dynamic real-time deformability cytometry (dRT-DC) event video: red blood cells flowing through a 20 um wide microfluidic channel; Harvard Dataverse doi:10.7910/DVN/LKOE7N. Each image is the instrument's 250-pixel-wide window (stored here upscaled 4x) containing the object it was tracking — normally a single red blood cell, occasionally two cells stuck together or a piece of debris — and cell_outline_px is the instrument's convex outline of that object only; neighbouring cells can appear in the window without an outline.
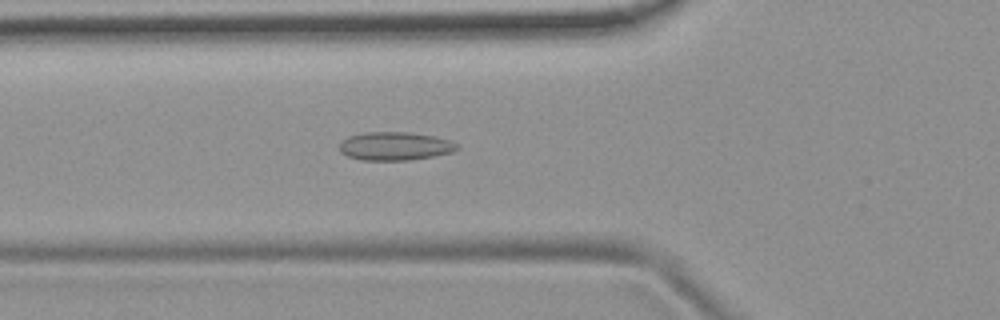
{"species": "common noctule bat (a hibernating species)", "species_latin": "Nyctalus noctula", "temperature_condition": "room temperature", "stored_images_in_passage": 37, "camera_frame_rate_fps": 3000, "um_per_image_px": 0.085, "animal": {"sex": "female", "body_mass_g": 19.9}, "frame": {"image": 1, "passage_image": 3, "time_ms": 0.667, "image_size_px": [1000, 320], "cell_outline_px": [[460, 148], [452, 152], [432, 156], [408, 160], [360, 160], [348, 156], [340, 152], [340, 144], [348, 136], [364, 132], [408, 132], [436, 136], [460, 144]], "centroid_in_image_um": [33.59, 12.41], "position_along_channel_um": 92.2, "area_um2": 19.48}}
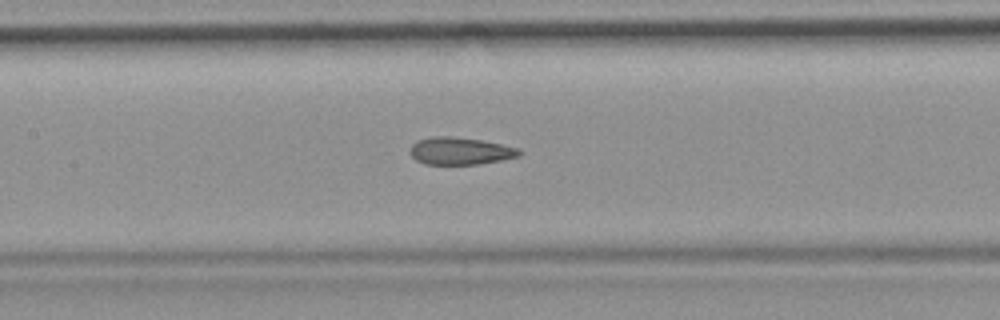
{"frame": {"image": 2, "passage_image": 9, "time_ms": 2.667, "image_size_px": [1000, 320], "cell_outline_px": [[524, 152], [520, 156], [480, 164], [424, 164], [416, 160], [408, 152], [412, 144], [416, 140], [432, 136], [452, 136], [480, 140], [520, 148]], "centroid_in_image_um": [39.1, 12.83], "position_along_channel_um": 168.3, "area_um2": 17.57}}
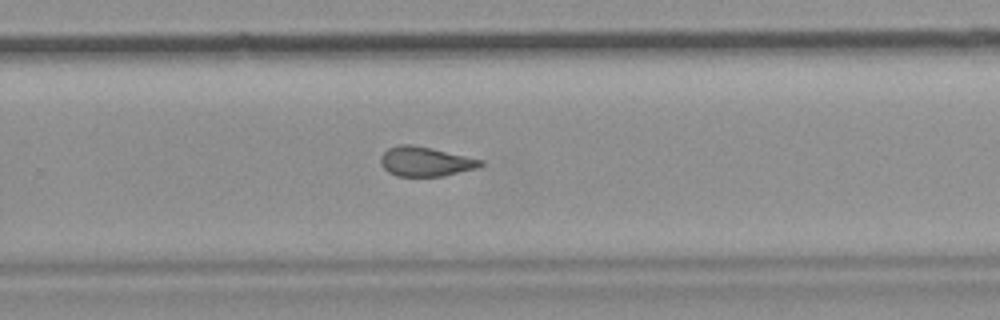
{"frame": {"image": 3, "passage_image": 19, "time_ms": 6.0, "image_size_px": [1000, 320], "cell_outline_px": [[484, 164], [480, 168], [444, 176], [396, 176], [388, 172], [380, 164], [380, 156], [388, 148], [400, 144], [412, 144], [432, 148], [484, 160]], "centroid_in_image_um": [36.18, 13.73], "position_along_channel_um": 293.6, "area_um2": 17.46}, "authors_computed_cell_mechanics": {"area_um2": 17.6868, "velocity_mm_per_s": 3.7773, "shape_relaxation_time_tau1_ms": null, "shape_relaxation_time_tau2_ms": 2.0821, "deformation_change_tau1": null, "deformation_change_tau2": 0.0818}}